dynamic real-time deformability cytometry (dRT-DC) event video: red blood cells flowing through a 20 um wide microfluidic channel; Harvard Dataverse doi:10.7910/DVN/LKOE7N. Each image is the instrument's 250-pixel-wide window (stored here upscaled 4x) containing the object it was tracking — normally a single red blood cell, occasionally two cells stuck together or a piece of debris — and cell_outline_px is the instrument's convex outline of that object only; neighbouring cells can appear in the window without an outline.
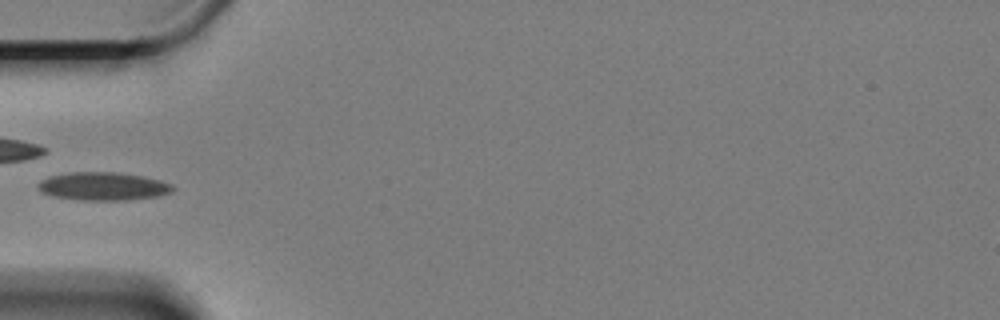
{"species": "Egyptian fruit bat (a non-hibernating species)", "species_latin": "Rousettus aegyptiacus", "temperature_condition": "cold", "stored_images_in_passage": 42, "camera_frame_rate_fps": 3000, "um_per_image_px": 0.085, "animal": {"sex": "female"}, "frame": {"image": 1, "passage_image": 1, "time_ms": 0.0, "image_size_px": [1000, 320], "cell_outline_px": [[176, 188], [172, 192], [160, 196], [128, 200], [80, 200], [52, 196], [40, 192], [36, 184], [40, 180], [48, 176], [72, 172], [120, 172], [144, 176], [160, 180], [172, 184]], "centroid_in_image_um": [8.78, 15.83], "position_along_channel_um": 76.2, "area_um2": 22.48}}
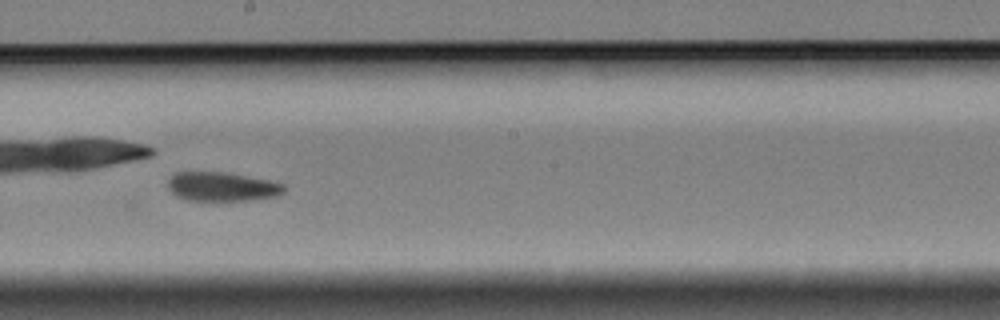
{"frame": {"image": 2, "passage_image": 15, "time_ms": 4.667, "image_size_px": [1000, 320], "cell_outline_px": [[284, 192], [280, 196], [252, 200], [216, 204], [188, 200], [176, 196], [168, 188], [168, 180], [176, 172], [224, 172], [268, 180], [284, 184]], "centroid_in_image_um": [18.87, 15.93], "position_along_channel_um": 229.3, "area_um2": 20.52}}
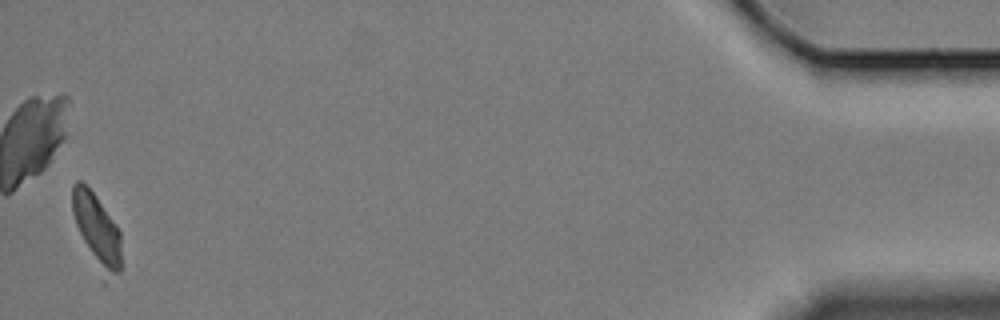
{"frame": {"image": 3, "passage_image": 41, "time_ms": 13.333, "image_size_px": [1000, 320], "cell_outline_px": [[124, 264], [120, 272], [104, 284], [100, 280], [76, 224], [72, 212], [72, 184], [76, 180], [80, 180], [96, 196], [120, 232]], "centroid_in_image_um": [8.28, 19.75], "position_along_channel_um": 426.9, "area_um2": 21.56}}